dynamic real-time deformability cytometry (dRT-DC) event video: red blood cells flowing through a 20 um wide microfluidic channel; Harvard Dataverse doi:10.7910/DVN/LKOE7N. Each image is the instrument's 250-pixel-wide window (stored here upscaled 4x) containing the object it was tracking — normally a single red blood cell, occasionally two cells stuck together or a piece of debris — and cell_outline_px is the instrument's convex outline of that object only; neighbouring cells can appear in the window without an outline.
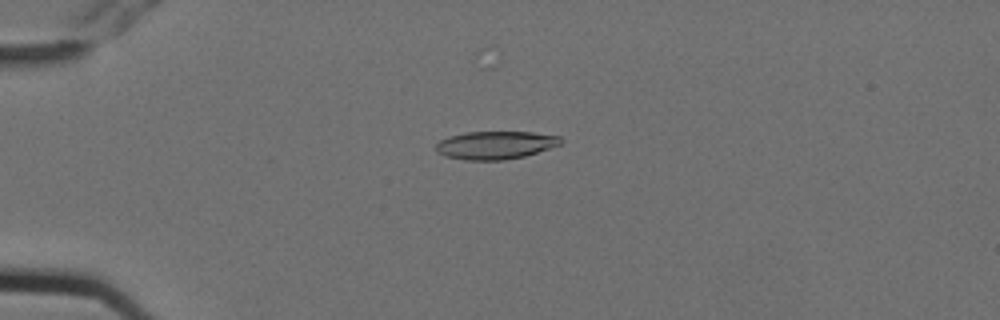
{"species": "Egyptian fruit bat (a non-hibernating species)", "species_latin": "Rousettus aegyptiacus", "temperature_condition": "cold", "stored_images_in_passage": 3, "camera_frame_rate_fps": 3000, "um_per_image_px": 0.085, "animal": {"sex": "female"}, "frame": {"image": 1, "passage_image": 1, "time_ms": 0.0, "image_size_px": [1000, 320], "cell_outline_px": [[564, 140], [560, 144], [524, 156], [504, 160], [464, 160], [444, 156], [436, 152], [436, 144], [440, 140], [448, 136], [464, 132], [532, 132], [560, 136]], "centroid_in_image_um": [42.07, 12.33], "position_along_channel_um": 42.9, "area_um2": 20.4}}
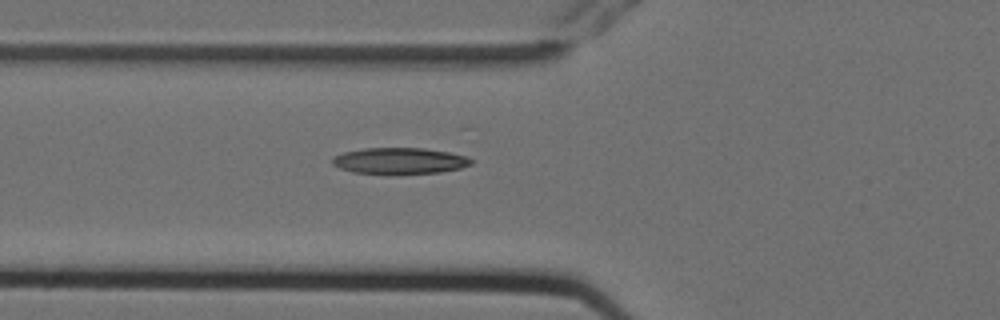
{"frame": {"image": 2, "passage_image": 3, "time_ms": 0.667, "image_size_px": [1000, 320], "cell_outline_px": [[476, 160], [472, 164], [460, 168], [440, 172], [396, 176], [388, 176], [352, 172], [340, 168], [332, 164], [332, 156], [344, 152], [364, 148], [424, 148], [448, 152], [468, 156]], "centroid_in_image_um": [33.97, 13.7], "position_along_channel_um": 91.8, "area_um2": 22.14}}